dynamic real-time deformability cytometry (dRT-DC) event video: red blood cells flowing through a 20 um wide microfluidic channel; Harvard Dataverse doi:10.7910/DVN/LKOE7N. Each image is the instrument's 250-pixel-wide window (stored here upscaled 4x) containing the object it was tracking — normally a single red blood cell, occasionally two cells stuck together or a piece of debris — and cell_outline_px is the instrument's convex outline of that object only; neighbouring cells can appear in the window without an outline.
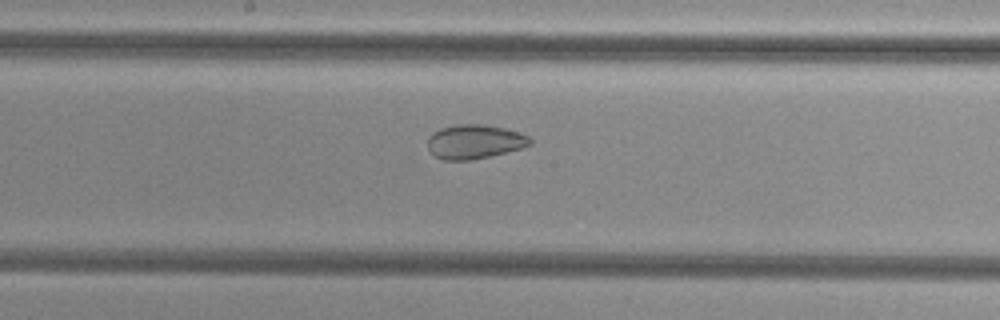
{"species": "common noctule bat (a hibernating species)", "species_latin": "Nyctalus noctula", "temperature_condition": "cold", "stored_images_in_passage": 39, "camera_frame_rate_fps": 3000, "um_per_image_px": 0.085, "animal": {"sex": "female", "body_mass_g": 29.2, "forearm_length_mm": 56.3}, "frame": {"image": 1, "passage_image": 14, "time_ms": 4.333, "image_size_px": [1000, 320], "cell_outline_px": [[532, 144], [524, 148], [488, 156], [468, 160], [444, 160], [436, 156], [428, 148], [428, 136], [432, 132], [440, 128], [456, 124], [484, 124], [504, 128], [520, 132], [528, 136], [532, 140]], "centroid_in_image_um": [40.35, 12.03], "position_along_channel_um": 207.8, "area_um2": 20.46}}
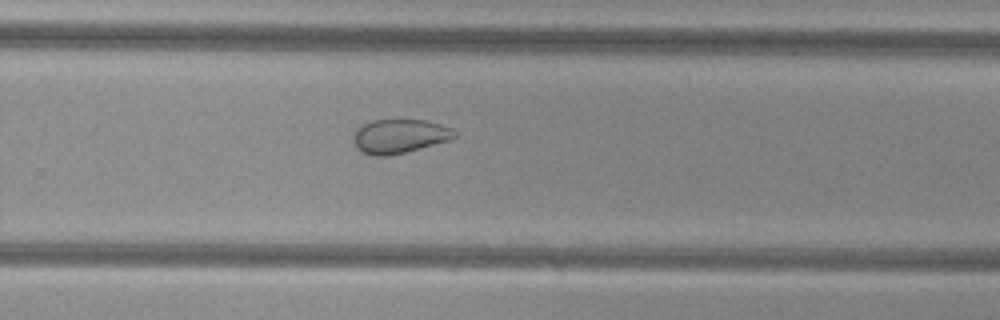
{"frame": {"image": 2, "passage_image": 21, "time_ms": 6.667, "image_size_px": [1000, 320], "cell_outline_px": [[456, 136], [448, 140], [420, 148], [404, 152], [384, 156], [372, 156], [356, 148], [352, 140], [352, 136], [356, 128], [372, 120], [424, 120], [440, 124], [452, 128], [456, 132]], "centroid_in_image_um": [33.91, 11.57], "position_along_channel_um": 295.9, "area_um2": 19.94}}
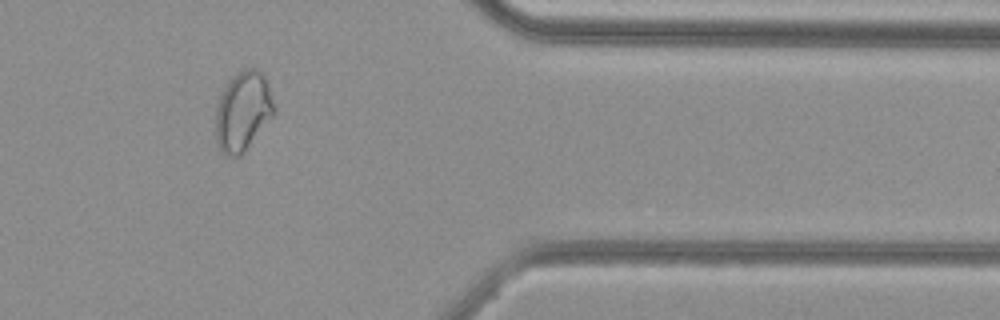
{"frame": {"image": 3, "passage_image": 30, "time_ms": 9.667, "image_size_px": [1000, 320], "cell_outline_px": [[276, 112], [244, 152], [240, 156], [228, 156], [220, 152], [216, 140], [216, 108], [220, 96], [228, 80], [236, 72], [248, 68], [260, 68], [268, 84], [276, 108]], "centroid_in_image_um": [20.66, 9.44], "position_along_channel_um": 390.7, "area_um2": 27.28}, "authors_computed_cell_mechanics": {"area_um2": 22.831, "velocity_mm_per_s": 3.7818, "shape_relaxation_time_tau1_ms": null, "shape_relaxation_time_tau2_ms": 2.5953, "deformation_change_tau1": null, "deformation_change_tau2": 0.0706}}